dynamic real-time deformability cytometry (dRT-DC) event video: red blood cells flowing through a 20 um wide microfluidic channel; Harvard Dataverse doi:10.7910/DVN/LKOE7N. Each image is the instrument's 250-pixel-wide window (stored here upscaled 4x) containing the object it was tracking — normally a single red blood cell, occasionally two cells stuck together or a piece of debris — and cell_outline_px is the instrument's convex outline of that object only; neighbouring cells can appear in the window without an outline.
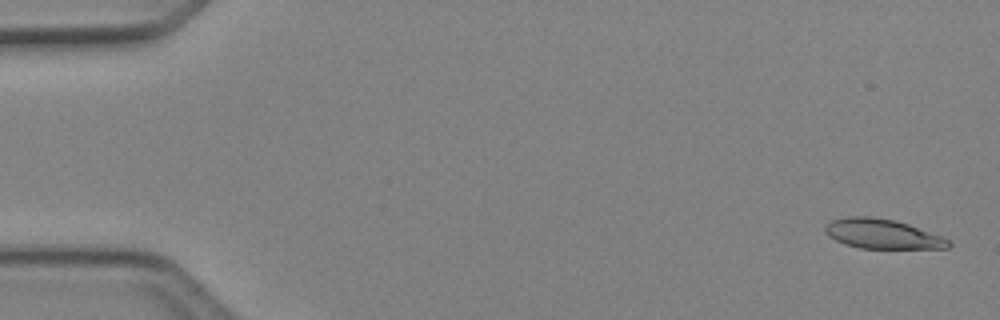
{"species": "Egyptian fruit bat (a non-hibernating species)", "species_latin": "Rousettus aegyptiacus", "temperature_condition": "cold", "stored_images_in_passage": 49, "camera_frame_rate_fps": 3000, "um_per_image_px": 0.085, "animal": {"sex": "female"}, "frame": {"image": 1, "passage_image": 2, "time_ms": 0.333, "image_size_px": [1000, 320], "cell_outline_px": [[952, 244], [948, 248], [860, 248], [844, 244], [828, 236], [824, 232], [824, 228], [832, 220], [848, 216], [868, 216], [892, 220], [908, 224], [940, 236], [948, 240]], "centroid_in_image_um": [74.95, 19.88], "position_along_channel_um": 10.0, "area_um2": 20.98}}
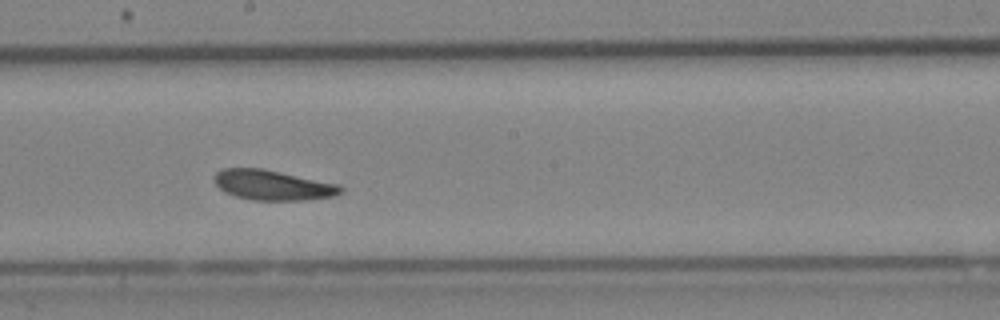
{"frame": {"image": 2, "passage_image": 28, "time_ms": 9.0, "image_size_px": [1000, 320], "cell_outline_px": [[344, 192], [332, 196], [304, 200], [252, 200], [236, 196], [224, 192], [212, 180], [212, 176], [216, 172], [224, 168], [264, 168], [340, 184], [344, 188]], "centroid_in_image_um": [23.18, 15.72], "position_along_channel_um": 225.0, "area_um2": 22.43}}
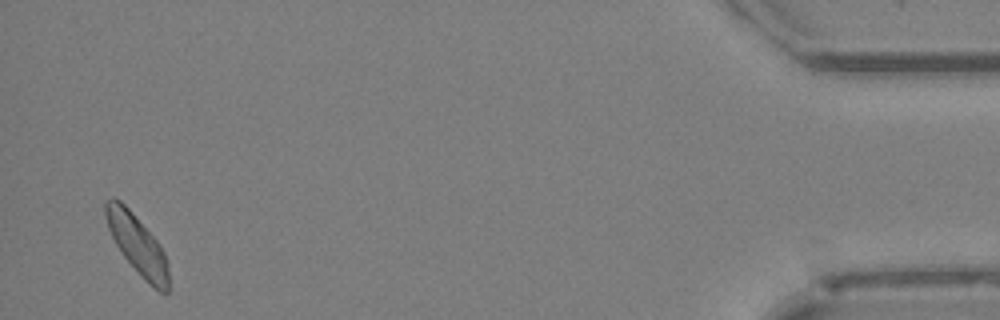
{"frame": {"image": 3, "passage_image": 48, "time_ms": 15.667, "image_size_px": [1000, 320], "cell_outline_px": [[168, 292], [160, 292], [148, 284], [144, 280], [124, 256], [116, 244], [108, 228], [104, 216], [104, 204], [112, 196], [120, 200], [132, 212], [160, 244], [164, 252], [168, 264]], "centroid_in_image_um": [11.66, 20.78], "position_along_channel_um": 423.5, "area_um2": 21.62}, "authors_computed_cell_mechanics": {"area_um2": 21.9062, "velocity_mm_per_s": 4.168, "shape_relaxation_time_tau1_ms": 4.4391, "shape_relaxation_time_tau2_ms": 4.8571, "deformation_change_tau1": 0.1132, "deformation_change_tau2": 0.1139}}